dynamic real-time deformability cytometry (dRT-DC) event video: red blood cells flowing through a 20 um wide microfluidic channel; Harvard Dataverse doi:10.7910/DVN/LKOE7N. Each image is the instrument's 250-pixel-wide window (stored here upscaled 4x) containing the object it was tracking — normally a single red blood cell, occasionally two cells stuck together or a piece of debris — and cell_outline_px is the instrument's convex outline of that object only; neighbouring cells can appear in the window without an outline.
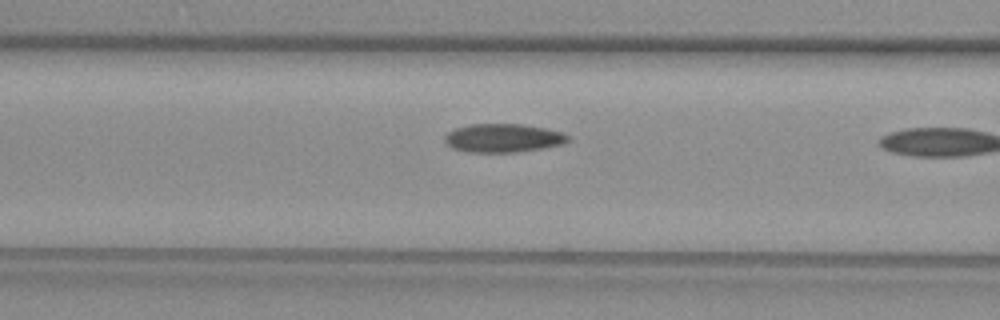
{"species": "common noctule bat (a hibernating species)", "species_latin": "Nyctalus noctula", "temperature_condition": "warm", "stored_images_in_passage": 11, "camera_frame_rate_fps": 3000, "um_per_image_px": 0.085, "animal": {"sex": "female", "body_mass_g": 29.2, "forearm_length_mm": 56.3}, "frame": {"image": 1, "passage_image": 10, "time_ms": 3.0, "image_size_px": [1000, 320], "cell_outline_px": [[568, 140], [564, 144], [516, 152], [468, 152], [452, 148], [444, 140], [444, 136], [448, 132], [456, 128], [468, 124], [524, 124], [564, 132], [568, 136]], "centroid_in_image_um": [42.75, 11.72], "position_along_channel_um": 123.8, "area_um2": 20.46}}